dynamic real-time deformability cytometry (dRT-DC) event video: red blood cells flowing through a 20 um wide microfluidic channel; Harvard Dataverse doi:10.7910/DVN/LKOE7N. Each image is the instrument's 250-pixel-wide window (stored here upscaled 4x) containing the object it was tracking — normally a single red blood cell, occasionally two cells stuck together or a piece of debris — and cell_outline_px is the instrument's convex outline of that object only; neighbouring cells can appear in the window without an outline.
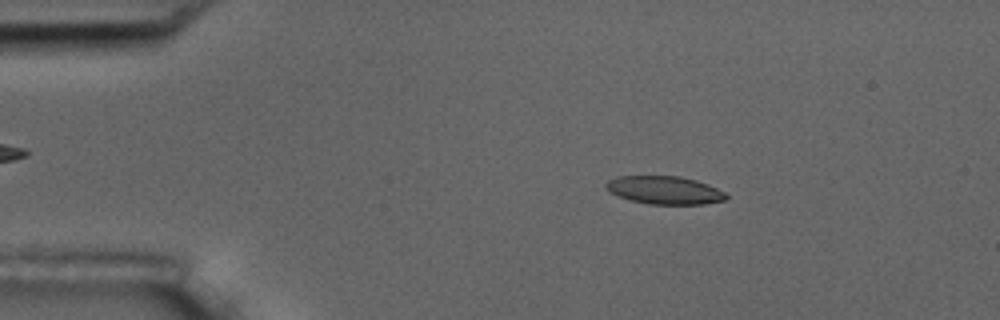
{"species": "common noctule bat (a hibernating species)", "species_latin": "Nyctalus noctula", "temperature_condition": "room temperature", "stored_images_in_passage": 55, "camera_frame_rate_fps": 3000, "um_per_image_px": 0.085, "animal": {"sex": "male", "body_mass_g": 17.5, "forearm_length_mm": 52.3}, "frame": {"image": 1, "passage_image": 9, "time_ms": 2.667, "image_size_px": [1000, 320], "cell_outline_px": [[728, 200], [704, 204], [648, 204], [628, 200], [608, 192], [604, 188], [604, 184], [608, 180], [616, 176], [680, 176], [696, 180], [708, 184], [724, 192], [728, 196]], "centroid_in_image_um": [56.45, 16.16], "position_along_channel_um": 28.6, "area_um2": 19.94}}
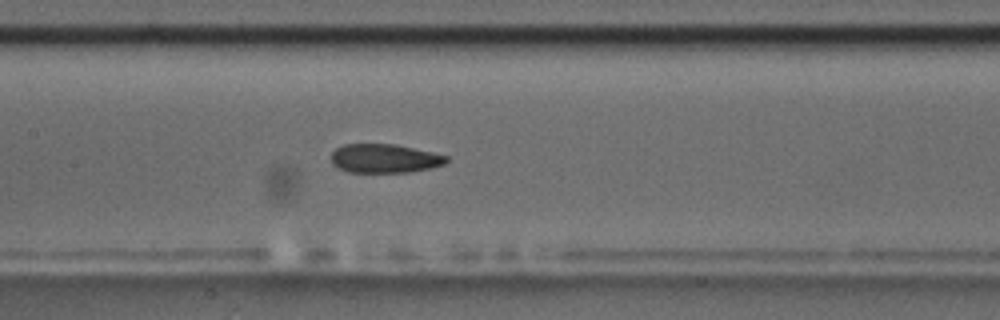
{"frame": {"image": 2, "passage_image": 26, "time_ms": 8.333, "image_size_px": [1000, 320], "cell_outline_px": [[448, 160], [444, 164], [432, 168], [408, 172], [348, 172], [336, 168], [332, 164], [332, 152], [336, 148], [344, 144], [396, 144], [432, 152], [448, 156]], "centroid_in_image_um": [32.67, 13.47], "position_along_channel_um": 174.7, "area_um2": 19.48}}
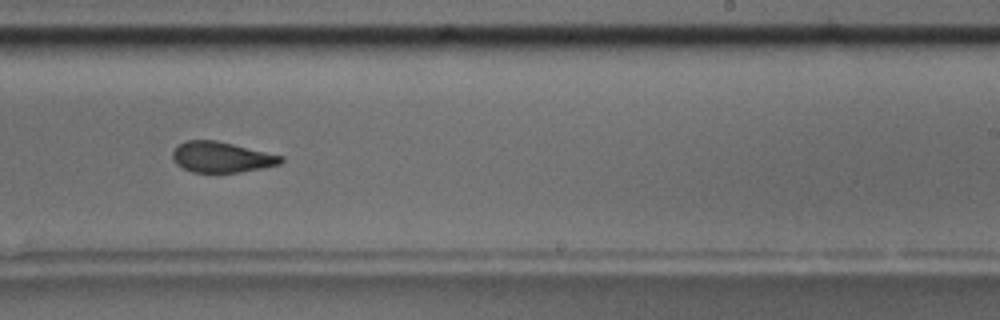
{"frame": {"image": 3, "passage_image": 34, "time_ms": 11.0, "image_size_px": [1000, 320], "cell_outline_px": [[284, 160], [280, 164], [264, 168], [240, 172], [192, 172], [176, 164], [172, 156], [172, 152], [184, 140], [216, 140], [284, 156]], "centroid_in_image_um": [18.85, 13.35], "position_along_channel_um": 270.1, "area_um2": 19.31}, "authors_computed_cell_mechanics": {"area_um2": 20.519, "velocity_mm_per_s": 3.5907, "shape_relaxation_time_tau1_ms": 8.347, "shape_relaxation_time_tau2_ms": 2.0683, "deformation_change_tau1": 0.1839, "deformation_change_tau2": 0.085}}